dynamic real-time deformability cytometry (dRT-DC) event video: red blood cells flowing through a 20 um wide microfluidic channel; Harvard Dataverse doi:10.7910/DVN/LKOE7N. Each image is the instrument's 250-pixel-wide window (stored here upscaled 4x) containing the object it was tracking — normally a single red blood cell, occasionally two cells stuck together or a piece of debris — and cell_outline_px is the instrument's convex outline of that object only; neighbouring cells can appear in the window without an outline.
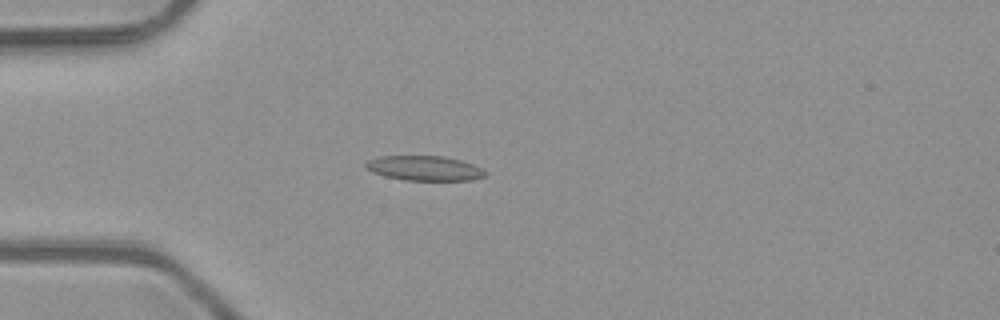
{"species": "common noctule bat (a hibernating species)", "species_latin": "Nyctalus noctula", "temperature_condition": "room temperature", "stored_images_in_passage": 5, "camera_frame_rate_fps": 3000, "um_per_image_px": 0.085, "animal": {"sex": "male", "body_mass_g": 23.1, "forearm_length_mm": 52.7}, "frame": {"image": 1, "passage_image": 5, "time_ms": 1.333, "image_size_px": [1000, 320], "cell_outline_px": [[488, 176], [472, 180], [404, 180], [384, 176], [372, 172], [364, 168], [364, 164], [368, 160], [380, 156], [444, 156], [460, 160], [472, 164], [488, 172]], "centroid_in_image_um": [36.07, 14.3], "position_along_channel_um": 48.9, "area_um2": 17.4}}